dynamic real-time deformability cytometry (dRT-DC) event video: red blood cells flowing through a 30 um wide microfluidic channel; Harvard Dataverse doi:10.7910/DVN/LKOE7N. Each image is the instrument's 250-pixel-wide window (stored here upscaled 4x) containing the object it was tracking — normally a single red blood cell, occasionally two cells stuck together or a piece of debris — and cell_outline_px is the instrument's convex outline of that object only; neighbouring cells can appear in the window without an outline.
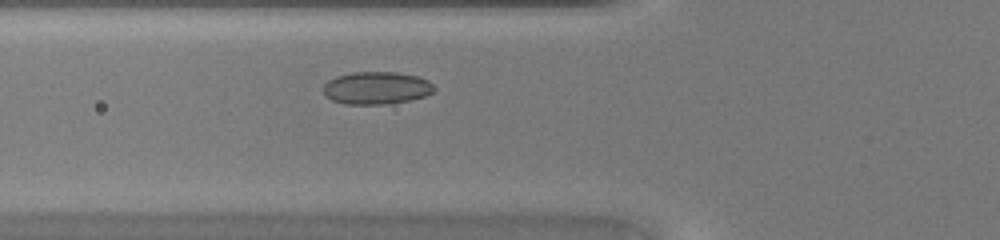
{"species": "common noctule bat (a hibernating species)", "species_latin": "Nyctalus noctula", "temperature_condition": "warm", "stored_images_in_passage": 37, "camera_frame_rate_fps": 3000, "um_per_image_px": 0.085, "animal": {"sex": "female", "body_mass_g": 20.0, "forearm_length_mm": 54.0}, "frame": {"image": 1, "passage_image": 8, "time_ms": 2.333, "image_size_px": [1000, 240], "cell_outline_px": [[436, 88], [432, 92], [424, 96], [408, 100], [388, 104], [344, 104], [332, 100], [324, 96], [324, 84], [328, 80], [336, 76], [352, 72], [396, 72], [420, 76], [428, 80]], "centroid_in_image_um": [31.99, 7.47], "position_along_channel_um": 93.8, "area_um2": 21.15}}
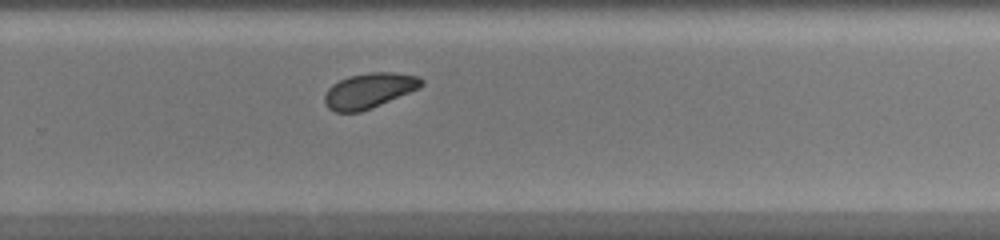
{"frame": {"image": 2, "passage_image": 22, "time_ms": 7.0, "image_size_px": [1000, 240], "cell_outline_px": [[424, 84], [420, 88], [360, 112], [336, 112], [328, 108], [324, 100], [324, 96], [328, 88], [332, 84], [348, 76], [368, 72], [392, 72], [420, 76], [424, 80]], "centroid_in_image_um": [31.39, 7.68], "position_along_channel_um": 298.4, "area_um2": 19.83}}
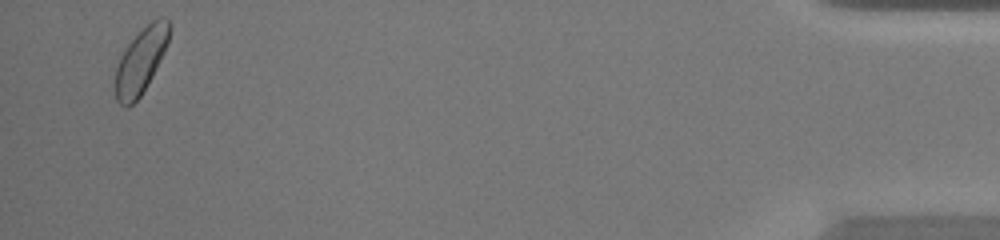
{"frame": {"image": 3, "passage_image": 36, "time_ms": 11.667, "image_size_px": [1000, 240], "cell_outline_px": [[172, 24], [168, 40], [152, 76], [140, 96], [128, 108], [124, 108], [116, 100], [112, 84], [116, 68], [120, 56], [128, 44], [152, 20], [160, 16], [164, 16]], "centroid_in_image_um": [11.92, 5.2], "position_along_channel_um": 423.3, "area_um2": 20.63}}